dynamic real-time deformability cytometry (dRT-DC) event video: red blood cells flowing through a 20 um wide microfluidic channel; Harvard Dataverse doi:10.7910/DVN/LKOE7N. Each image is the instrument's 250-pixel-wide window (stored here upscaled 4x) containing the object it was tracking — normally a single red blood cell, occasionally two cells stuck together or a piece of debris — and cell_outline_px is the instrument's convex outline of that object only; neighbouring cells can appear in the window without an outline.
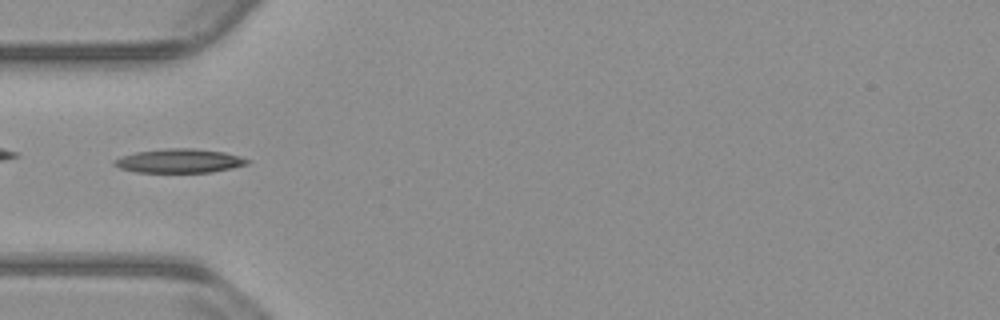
{"species": "common noctule bat (a hibernating species)", "species_latin": "Nyctalus noctula", "temperature_condition": "warm", "stored_images_in_passage": 43, "camera_frame_rate_fps": 3000, "um_per_image_px": 0.085, "animal": {"sex": "male", "body_mass_g": 23.1, "forearm_length_mm": 52.7}, "frame": {"image": 1, "passage_image": 6, "time_ms": 1.667, "image_size_px": [1000, 320], "cell_outline_px": [[252, 160], [248, 164], [232, 168], [212, 172], [136, 172], [120, 168], [112, 164], [112, 160], [120, 156], [136, 152], [164, 148], [192, 148], [224, 152], [240, 156]], "centroid_in_image_um": [15.24, 13.67], "position_along_channel_um": 69.8, "area_um2": 18.73}}
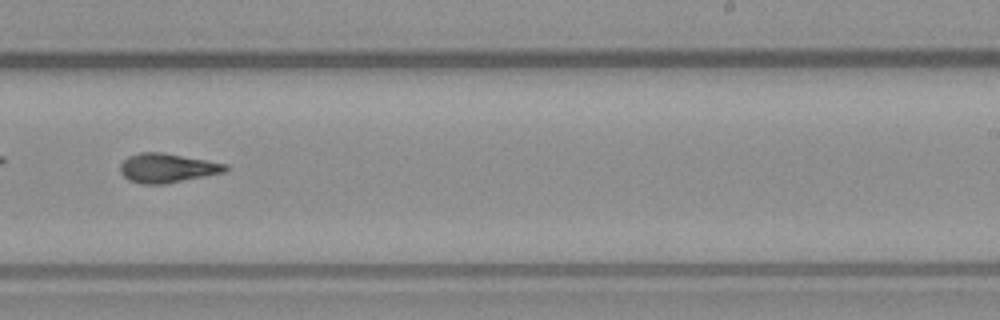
{"frame": {"image": 2, "passage_image": 22, "time_ms": 7.0, "image_size_px": [1000, 320], "cell_outline_px": [[228, 168], [224, 172], [164, 184], [144, 184], [128, 180], [120, 172], [120, 164], [128, 156], [140, 152], [160, 152], [208, 160], [228, 164]], "centroid_in_image_um": [14.19, 14.27], "position_along_channel_um": 274.8, "area_um2": 17.8}}
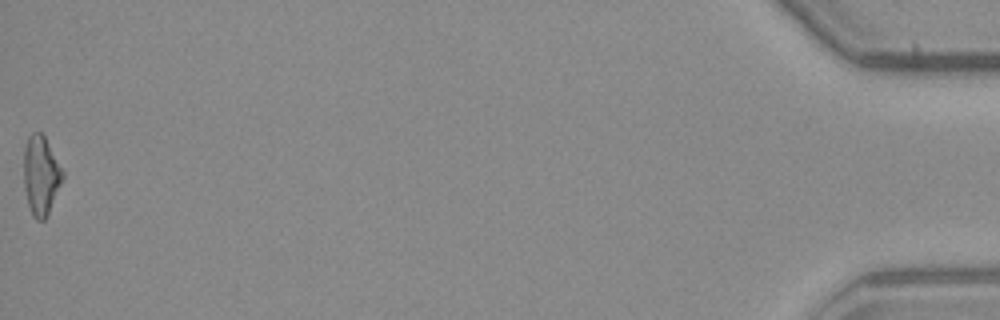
{"frame": {"image": 3, "passage_image": 43, "time_ms": 14.0, "image_size_px": [1000, 320], "cell_outline_px": [[64, 176], [48, 216], [44, 220], [36, 220], [32, 216], [28, 204], [24, 188], [24, 148], [28, 136], [32, 132], [40, 132], [44, 136], [64, 172]], "centroid_in_image_um": [3.47, 14.93], "position_along_channel_um": 431.7, "area_um2": 17.98}, "authors_computed_cell_mechanics": {"area_um2": 17.4556, "velocity_mm_per_s": 3.827, "shape_relaxation_time_tau1_ms": 9.7065, "shape_relaxation_time_tau2_ms": 3.7408, "deformation_change_tau1": 0.2718, "deformation_change_tau2": 0.1214}}